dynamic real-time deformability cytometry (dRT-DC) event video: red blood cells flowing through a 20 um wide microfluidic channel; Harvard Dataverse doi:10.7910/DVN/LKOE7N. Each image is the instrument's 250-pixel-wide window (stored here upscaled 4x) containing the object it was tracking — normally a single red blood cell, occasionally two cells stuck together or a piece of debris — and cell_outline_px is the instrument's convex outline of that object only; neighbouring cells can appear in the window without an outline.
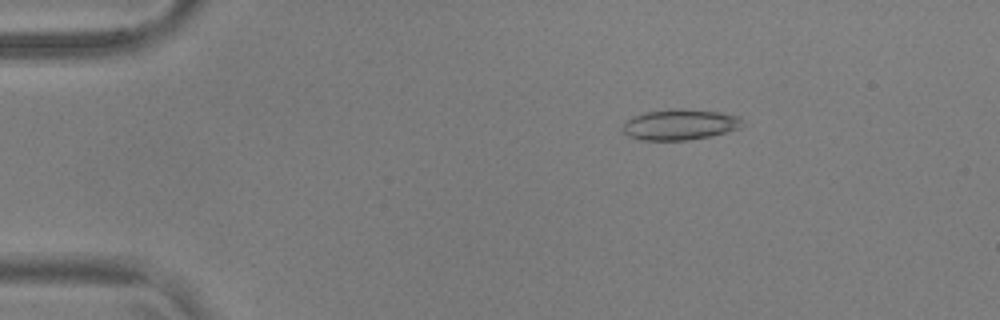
{"species": "common noctule bat (a hibernating species)", "species_latin": "Nyctalus noctula", "temperature_condition": "warm", "stored_images_in_passage": 49, "camera_frame_rate_fps": 3000, "um_per_image_px": 0.085, "animal": {"sex": "male", "body_mass_g": 17.9, "forearm_length_mm": 54.2}, "frame": {"image": 1, "passage_image": 4, "time_ms": 1.0, "image_size_px": [1000, 320], "cell_outline_px": [[740, 128], [712, 136], [688, 140], [640, 140], [628, 136], [624, 132], [624, 124], [632, 116], [648, 112], [676, 108], [684, 108], [720, 112], [740, 116]], "centroid_in_image_um": [57.8, 10.59], "position_along_channel_um": 27.2, "area_um2": 21.33}}
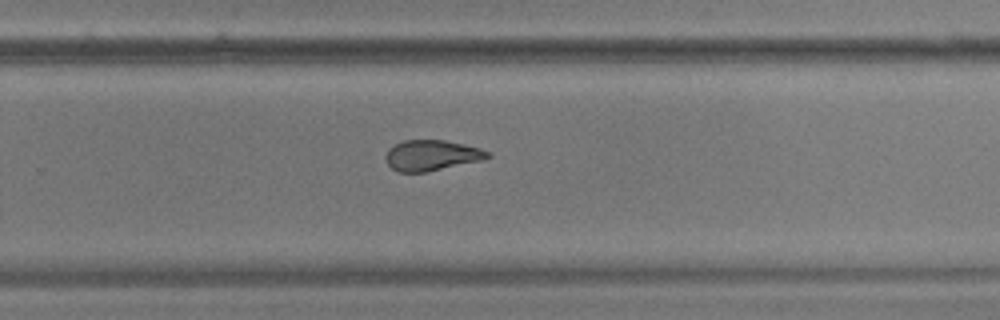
{"frame": {"image": 2, "passage_image": 31, "time_ms": 10.0, "image_size_px": [1000, 320], "cell_outline_px": [[492, 156], [484, 160], [428, 172], [400, 172], [392, 168], [384, 160], [384, 156], [388, 148], [404, 140], [444, 140], [464, 144], [480, 148], [488, 152]], "centroid_in_image_um": [36.69, 13.21], "position_along_channel_um": 293.1, "area_um2": 18.38}}
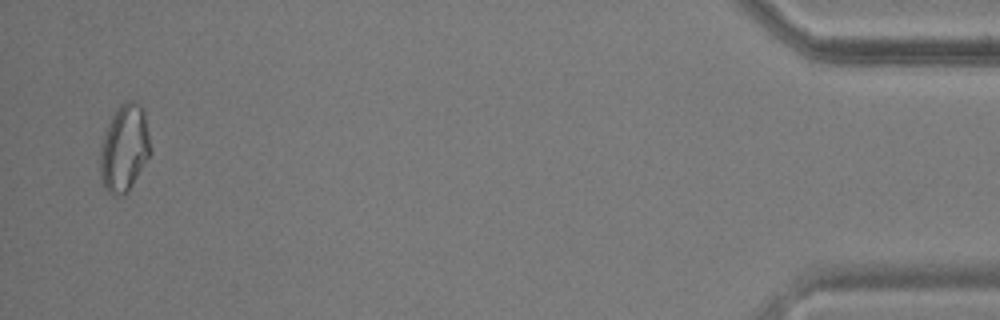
{"frame": {"image": 3, "passage_image": 48, "time_ms": 15.667, "image_size_px": [1000, 320], "cell_outline_px": [[152, 152], [128, 192], [120, 196], [112, 196], [104, 188], [100, 176], [100, 152], [104, 136], [108, 124], [116, 108], [120, 104], [128, 100], [132, 100], [140, 104], [144, 112], [152, 148]], "centroid_in_image_um": [10.58, 12.61], "position_along_channel_um": 424.6, "area_um2": 25.72}, "authors_computed_cell_mechanics": {"area_um2": 20.519, "velocity_mm_per_s": 3.6988, "shape_relaxation_time_tau1_ms": null, "shape_relaxation_time_tau2_ms": 1.8704, "deformation_change_tau1": null, "deformation_change_tau2": 0.0713}}